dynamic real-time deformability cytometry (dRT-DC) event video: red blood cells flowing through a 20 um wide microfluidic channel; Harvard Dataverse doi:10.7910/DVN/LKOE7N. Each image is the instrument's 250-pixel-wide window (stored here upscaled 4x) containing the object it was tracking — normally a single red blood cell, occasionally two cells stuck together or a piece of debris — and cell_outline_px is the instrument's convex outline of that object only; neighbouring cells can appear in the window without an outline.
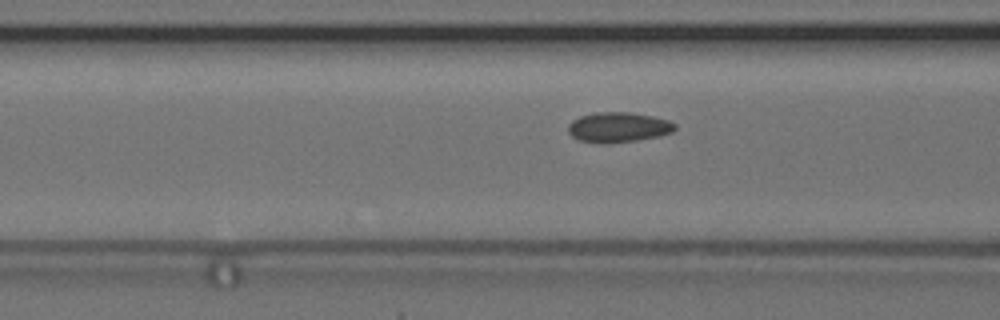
{"species": "common noctule bat (a hibernating species)", "species_latin": "Nyctalus noctula", "temperature_condition": "cold", "stored_images_in_passage": 15, "camera_frame_rate_fps": 3000, "um_per_image_px": 0.085, "animal": {"sex": "female", "body_mass_g": 24.6, "forearm_length_mm": 56.2}, "frame": {"image": 1, "passage_image": 13, "time_ms": 4.0, "image_size_px": [1000, 320], "cell_outline_px": [[676, 128], [672, 132], [660, 136], [636, 140], [608, 144], [600, 144], [576, 140], [568, 132], [568, 124], [572, 120], [580, 116], [596, 112], [628, 112], [652, 116], [668, 120], [676, 124]], "centroid_in_image_um": [52.52, 10.83], "position_along_channel_um": 114.1, "area_um2": 18.96}}